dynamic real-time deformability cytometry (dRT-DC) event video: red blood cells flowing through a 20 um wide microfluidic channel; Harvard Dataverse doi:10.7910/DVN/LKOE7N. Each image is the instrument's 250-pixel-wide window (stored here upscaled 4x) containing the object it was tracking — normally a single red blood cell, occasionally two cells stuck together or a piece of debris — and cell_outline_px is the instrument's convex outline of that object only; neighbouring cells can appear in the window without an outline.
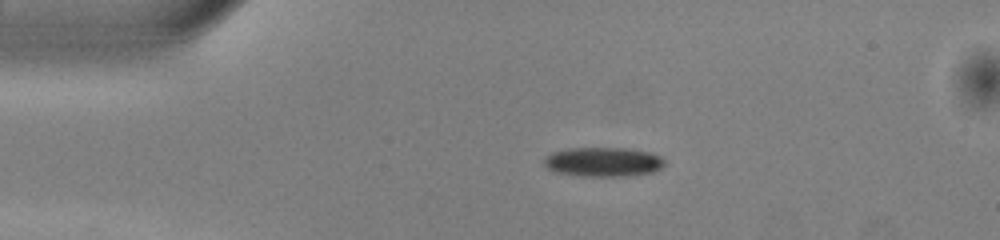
{"species": "common noctule bat (a hibernating species)", "species_latin": "Nyctalus noctula", "temperature_condition": "warm", "stored_images_in_passage": 42, "camera_frame_rate_fps": 3000, "um_per_image_px": 0.085, "animal": {"sex": "male", "body_mass_g": 13.0, "forearm_length_mm": 53.1}, "frame": {"image": 1, "passage_image": 2, "time_ms": 0.333, "image_size_px": [1000, 240], "cell_outline_px": [[664, 164], [660, 168], [652, 172], [624, 176], [576, 176], [556, 172], [548, 168], [544, 164], [544, 156], [552, 152], [568, 148], [628, 148], [652, 152], [660, 156], [664, 160]], "centroid_in_image_um": [51.25, 13.75], "position_along_channel_um": 33.8, "area_um2": 20.75}}
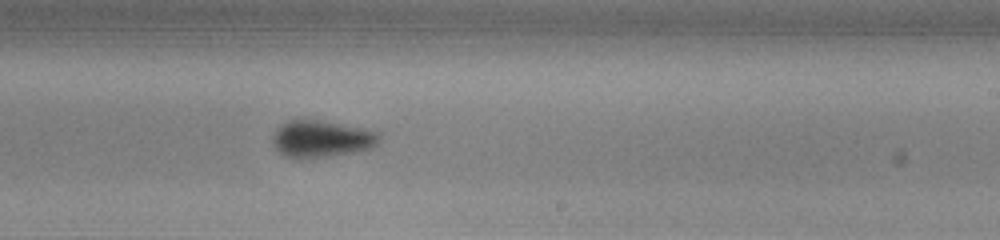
{"frame": {"image": 2, "passage_image": 22, "time_ms": 7.0, "image_size_px": [1000, 240], "cell_outline_px": [[380, 140], [372, 148], [352, 152], [328, 156], [300, 160], [284, 156], [272, 144], [272, 136], [276, 128], [280, 124], [288, 120], [300, 116], [364, 128], [380, 132]], "centroid_in_image_um": [27.27, 11.77], "position_along_channel_um": 261.7, "area_um2": 23.76}}
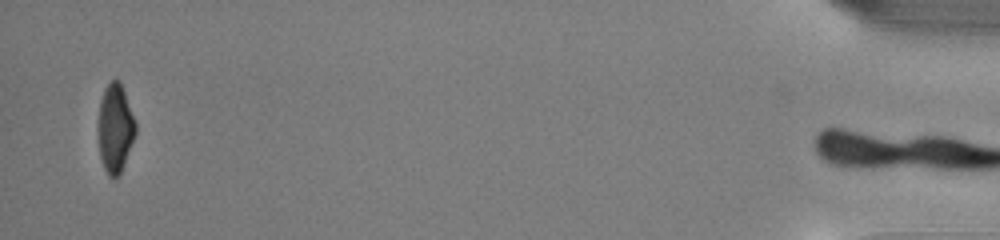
{"frame": {"image": 3, "passage_image": 41, "time_ms": 13.333, "image_size_px": [1000, 240], "cell_outline_px": [[136, 132], [120, 176], [116, 180], [112, 180], [108, 176], [104, 168], [100, 156], [96, 132], [96, 128], [100, 100], [104, 88], [112, 80], [120, 80], [136, 124]], "centroid_in_image_um": [9.75, 10.95], "position_along_channel_um": 425.4, "area_um2": 19.83}, "authors_computed_cell_mechanics": {"area_um2": 22.0507, "velocity_mm_per_s": 4.0453, "shape_relaxation_time_tau1_ms": 3.1367, "shape_relaxation_time_tau2_ms": 3.7589, "deformation_change_tau1": 0.1315, "deformation_change_tau2": 0.0701}}